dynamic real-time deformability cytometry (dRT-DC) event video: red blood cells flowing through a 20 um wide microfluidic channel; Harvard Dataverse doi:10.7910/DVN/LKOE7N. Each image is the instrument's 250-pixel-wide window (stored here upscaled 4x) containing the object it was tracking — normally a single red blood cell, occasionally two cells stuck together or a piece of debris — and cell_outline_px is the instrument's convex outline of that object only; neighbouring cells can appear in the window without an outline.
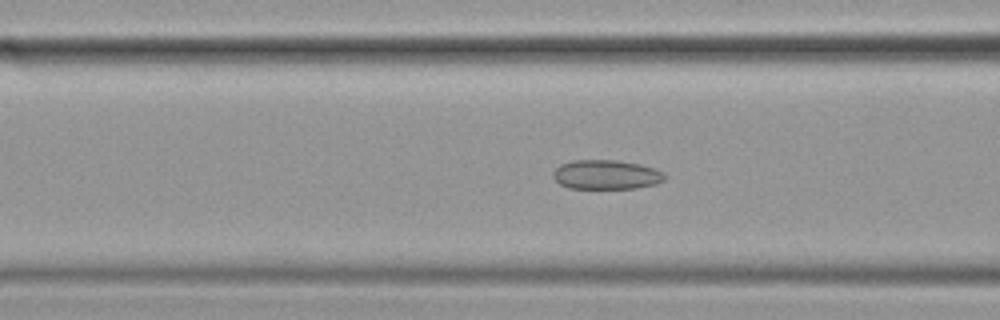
{"species": "common noctule bat (a hibernating species)", "species_latin": "Nyctalus noctula", "temperature_condition": "cold", "stored_images_in_passage": 56, "camera_frame_rate_fps": 3000, "um_per_image_px": 0.085, "animal": {"sex": "female", "body_mass_g": 19.9}, "frame": {"image": 1, "passage_image": 21, "time_ms": 6.667, "image_size_px": [1000, 320], "cell_outline_px": [[664, 180], [656, 184], [636, 188], [568, 188], [560, 184], [552, 176], [552, 172], [560, 164], [572, 160], [616, 160], [640, 164], [664, 172]], "centroid_in_image_um": [51.5, 14.84], "position_along_channel_um": 115.1, "area_um2": 19.07}}
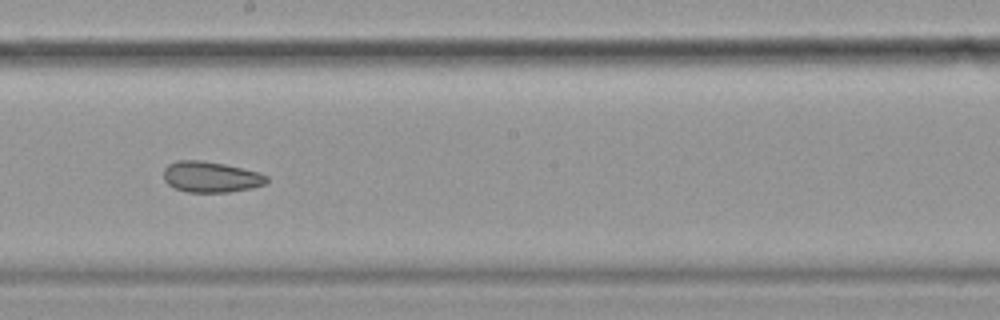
{"frame": {"image": 2, "passage_image": 31, "time_ms": 10.0, "image_size_px": [1000, 320], "cell_outline_px": [[268, 180], [264, 184], [252, 188], [228, 192], [188, 192], [176, 188], [168, 184], [164, 180], [164, 168], [168, 164], [176, 160], [200, 160], [224, 164], [260, 172], [268, 176]], "centroid_in_image_um": [17.92, 15.03], "position_along_channel_um": 230.3, "area_um2": 18.55}}
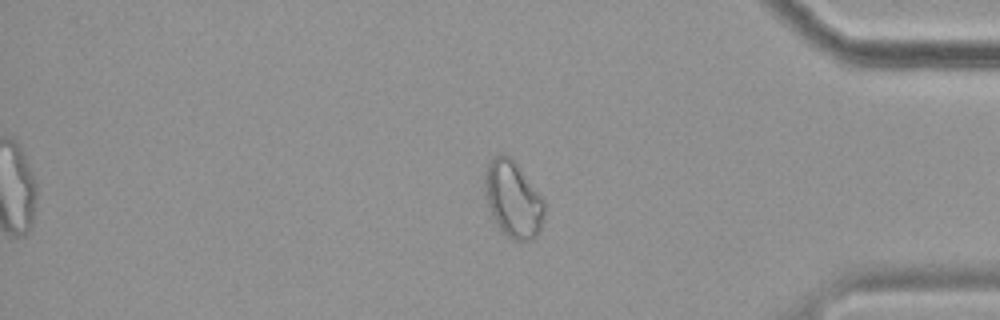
{"frame": {"image": 3, "passage_image": 47, "time_ms": 15.333, "image_size_px": [1000, 320], "cell_outline_px": [[544, 220], [540, 232], [532, 240], [512, 240], [500, 232], [492, 216], [488, 204], [484, 184], [484, 176], [488, 164], [500, 152], [504, 152], [516, 164], [544, 200]], "centroid_in_image_um": [43.61, 16.98], "position_along_channel_um": 391.6, "area_um2": 26.41}, "authors_computed_cell_mechanics": {"area_um2": 21.9062, "velocity_mm_per_s": 3.4663, "shape_relaxation_time_tau1_ms": 6.8366, "shape_relaxation_time_tau2_ms": 3.9245, "deformation_change_tau1": 0.0824, "deformation_change_tau2": 0.0702}}